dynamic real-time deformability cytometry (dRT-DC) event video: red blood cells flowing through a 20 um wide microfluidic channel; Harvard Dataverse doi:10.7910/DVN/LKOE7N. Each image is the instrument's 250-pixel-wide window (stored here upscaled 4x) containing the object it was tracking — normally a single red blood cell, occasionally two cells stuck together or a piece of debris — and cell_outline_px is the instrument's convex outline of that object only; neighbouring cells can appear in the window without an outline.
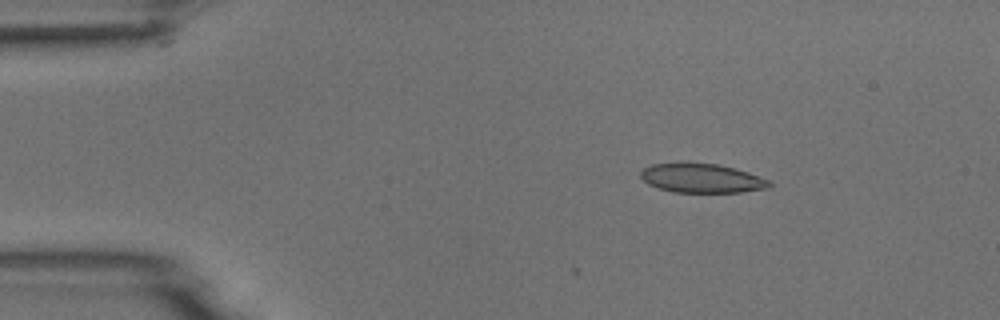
{"species": "common noctule bat (a hibernating species)", "species_latin": "Nyctalus noctula", "temperature_condition": "room temperature", "stored_images_in_passage": 4, "camera_frame_rate_fps": 3000, "um_per_image_px": 0.085, "animal": {"sex": "male", "body_mass_g": 18.8}, "frame": {"image": 1, "passage_image": 2, "time_ms": 1.333, "image_size_px": [1000, 320], "cell_outline_px": [[772, 184], [768, 188], [740, 192], [672, 192], [656, 188], [648, 184], [640, 176], [640, 172], [644, 168], [652, 164], [716, 164], [748, 172], [772, 180]], "centroid_in_image_um": [59.67, 15.17], "position_along_channel_um": 25.3, "area_um2": 21.56}}
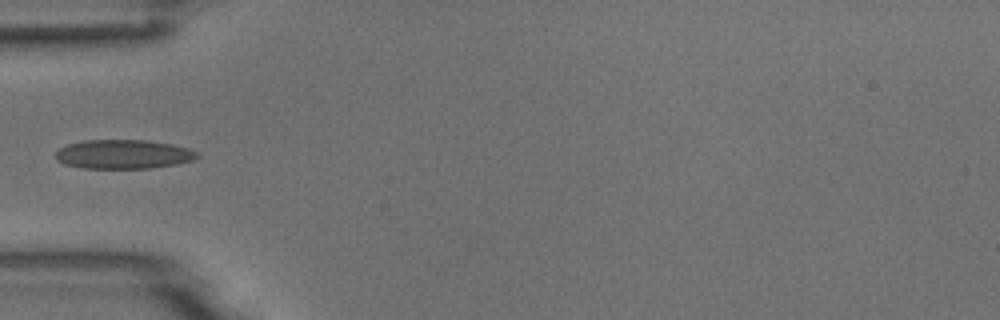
{"frame": {"image": 2, "passage_image": 4, "time_ms": 4.333, "image_size_px": [1000, 320], "cell_outline_px": [[200, 156], [192, 160], [176, 164], [152, 168], [84, 168], [64, 164], [56, 160], [56, 152], [60, 148], [68, 144], [84, 140], [144, 140], [172, 144], [188, 148], [200, 152]], "centroid_in_image_um": [10.51, 13.11], "position_along_channel_um": 74.5, "area_um2": 24.04}}